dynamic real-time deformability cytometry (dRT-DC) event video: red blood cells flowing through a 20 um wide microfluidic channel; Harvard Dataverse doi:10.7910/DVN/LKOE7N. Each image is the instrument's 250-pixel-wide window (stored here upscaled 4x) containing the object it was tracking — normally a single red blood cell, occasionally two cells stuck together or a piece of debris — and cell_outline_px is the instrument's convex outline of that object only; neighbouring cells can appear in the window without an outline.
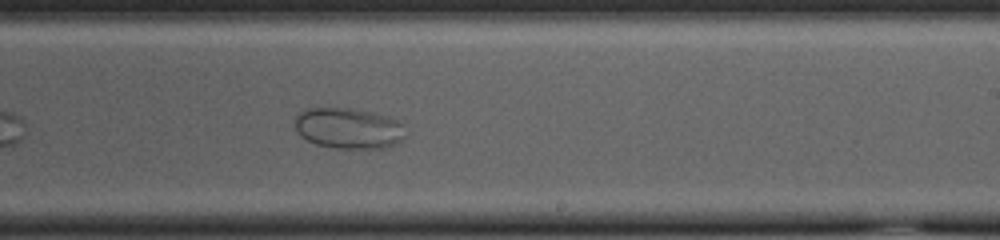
{"species": "common noctule bat (a hibernating species)", "species_latin": "Nyctalus noctula", "temperature_condition": "cold", "stored_images_in_passage": 22, "camera_frame_rate_fps": 3000, "um_per_image_px": 0.085, "animal": {"sex": "female", "body_mass_g": 23.0, "forearm_length_mm": 53.4}, "frame": {"image": 1, "passage_image": 19, "time_ms": 6.0, "image_size_px": [1000, 240], "cell_outline_px": [[404, 136], [396, 144], [384, 148], [332, 148], [316, 144], [300, 136], [296, 132], [296, 116], [300, 112], [308, 108], [352, 108], [372, 112], [388, 116], [400, 120], [404, 124]], "centroid_in_image_um": [29.64, 10.9], "position_along_channel_um": 259.4, "area_um2": 26.47}}